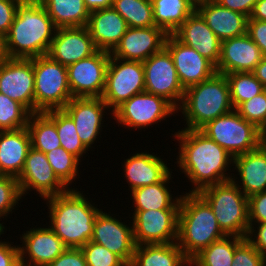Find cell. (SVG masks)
<instances>
[{"label":"cell","mask_w":266,"mask_h":266,"mask_svg":"<svg viewBox=\"0 0 266 266\" xmlns=\"http://www.w3.org/2000/svg\"><path fill=\"white\" fill-rule=\"evenodd\" d=\"M144 91L143 62L121 60L110 55L105 90L101 98L111 112L132 96Z\"/></svg>","instance_id":"obj_10"},{"label":"cell","mask_w":266,"mask_h":266,"mask_svg":"<svg viewBox=\"0 0 266 266\" xmlns=\"http://www.w3.org/2000/svg\"><path fill=\"white\" fill-rule=\"evenodd\" d=\"M35 113L63 109L73 98L67 67L49 55L33 58Z\"/></svg>","instance_id":"obj_8"},{"label":"cell","mask_w":266,"mask_h":266,"mask_svg":"<svg viewBox=\"0 0 266 266\" xmlns=\"http://www.w3.org/2000/svg\"><path fill=\"white\" fill-rule=\"evenodd\" d=\"M48 266H87L81 248H66Z\"/></svg>","instance_id":"obj_47"},{"label":"cell","mask_w":266,"mask_h":266,"mask_svg":"<svg viewBox=\"0 0 266 266\" xmlns=\"http://www.w3.org/2000/svg\"><path fill=\"white\" fill-rule=\"evenodd\" d=\"M112 1L113 0H84L85 6L89 12L112 7Z\"/></svg>","instance_id":"obj_52"},{"label":"cell","mask_w":266,"mask_h":266,"mask_svg":"<svg viewBox=\"0 0 266 266\" xmlns=\"http://www.w3.org/2000/svg\"><path fill=\"white\" fill-rule=\"evenodd\" d=\"M247 34L266 56V21L248 19Z\"/></svg>","instance_id":"obj_48"},{"label":"cell","mask_w":266,"mask_h":266,"mask_svg":"<svg viewBox=\"0 0 266 266\" xmlns=\"http://www.w3.org/2000/svg\"><path fill=\"white\" fill-rule=\"evenodd\" d=\"M22 0H0V35L5 36L13 23Z\"/></svg>","instance_id":"obj_46"},{"label":"cell","mask_w":266,"mask_h":266,"mask_svg":"<svg viewBox=\"0 0 266 266\" xmlns=\"http://www.w3.org/2000/svg\"><path fill=\"white\" fill-rule=\"evenodd\" d=\"M233 166L236 176L232 180L247 197L266 191V141L257 149L234 157Z\"/></svg>","instance_id":"obj_25"},{"label":"cell","mask_w":266,"mask_h":266,"mask_svg":"<svg viewBox=\"0 0 266 266\" xmlns=\"http://www.w3.org/2000/svg\"><path fill=\"white\" fill-rule=\"evenodd\" d=\"M196 11L221 42L247 33L249 17L225 8L214 0L197 5Z\"/></svg>","instance_id":"obj_27"},{"label":"cell","mask_w":266,"mask_h":266,"mask_svg":"<svg viewBox=\"0 0 266 266\" xmlns=\"http://www.w3.org/2000/svg\"><path fill=\"white\" fill-rule=\"evenodd\" d=\"M231 266H266V257L245 239L235 249Z\"/></svg>","instance_id":"obj_43"},{"label":"cell","mask_w":266,"mask_h":266,"mask_svg":"<svg viewBox=\"0 0 266 266\" xmlns=\"http://www.w3.org/2000/svg\"><path fill=\"white\" fill-rule=\"evenodd\" d=\"M0 93L35 113L33 58H7L0 65Z\"/></svg>","instance_id":"obj_18"},{"label":"cell","mask_w":266,"mask_h":266,"mask_svg":"<svg viewBox=\"0 0 266 266\" xmlns=\"http://www.w3.org/2000/svg\"><path fill=\"white\" fill-rule=\"evenodd\" d=\"M164 47L169 51L176 68L180 84L184 89L212 77L216 66L194 48L184 45L172 34H168Z\"/></svg>","instance_id":"obj_19"},{"label":"cell","mask_w":266,"mask_h":266,"mask_svg":"<svg viewBox=\"0 0 266 266\" xmlns=\"http://www.w3.org/2000/svg\"><path fill=\"white\" fill-rule=\"evenodd\" d=\"M248 19L266 21V0H258Z\"/></svg>","instance_id":"obj_51"},{"label":"cell","mask_w":266,"mask_h":266,"mask_svg":"<svg viewBox=\"0 0 266 266\" xmlns=\"http://www.w3.org/2000/svg\"><path fill=\"white\" fill-rule=\"evenodd\" d=\"M129 158H124L121 162L123 177L126 179L130 192L134 189L153 185L161 182L171 171L167 159L164 160L157 153L149 150L130 154ZM162 158V159H161Z\"/></svg>","instance_id":"obj_21"},{"label":"cell","mask_w":266,"mask_h":266,"mask_svg":"<svg viewBox=\"0 0 266 266\" xmlns=\"http://www.w3.org/2000/svg\"><path fill=\"white\" fill-rule=\"evenodd\" d=\"M87 28L97 50L111 53L129 27L123 17L109 7L90 12Z\"/></svg>","instance_id":"obj_26"},{"label":"cell","mask_w":266,"mask_h":266,"mask_svg":"<svg viewBox=\"0 0 266 266\" xmlns=\"http://www.w3.org/2000/svg\"><path fill=\"white\" fill-rule=\"evenodd\" d=\"M27 128L34 149L47 153L61 147L55 124L43 112L31 114Z\"/></svg>","instance_id":"obj_35"},{"label":"cell","mask_w":266,"mask_h":266,"mask_svg":"<svg viewBox=\"0 0 266 266\" xmlns=\"http://www.w3.org/2000/svg\"><path fill=\"white\" fill-rule=\"evenodd\" d=\"M200 131L233 158L257 149L266 141L263 132L246 121L235 109L208 122Z\"/></svg>","instance_id":"obj_7"},{"label":"cell","mask_w":266,"mask_h":266,"mask_svg":"<svg viewBox=\"0 0 266 266\" xmlns=\"http://www.w3.org/2000/svg\"><path fill=\"white\" fill-rule=\"evenodd\" d=\"M129 266H190L177 242L136 245Z\"/></svg>","instance_id":"obj_30"},{"label":"cell","mask_w":266,"mask_h":266,"mask_svg":"<svg viewBox=\"0 0 266 266\" xmlns=\"http://www.w3.org/2000/svg\"><path fill=\"white\" fill-rule=\"evenodd\" d=\"M87 266H128L118 255L93 241L81 247Z\"/></svg>","instance_id":"obj_42"},{"label":"cell","mask_w":266,"mask_h":266,"mask_svg":"<svg viewBox=\"0 0 266 266\" xmlns=\"http://www.w3.org/2000/svg\"><path fill=\"white\" fill-rule=\"evenodd\" d=\"M56 126L61 147L80 160L88 156V149L82 144L72 118L63 109L43 112ZM87 153V154H86Z\"/></svg>","instance_id":"obj_34"},{"label":"cell","mask_w":266,"mask_h":266,"mask_svg":"<svg viewBox=\"0 0 266 266\" xmlns=\"http://www.w3.org/2000/svg\"><path fill=\"white\" fill-rule=\"evenodd\" d=\"M112 7L123 17L128 27L155 26L151 0H113Z\"/></svg>","instance_id":"obj_36"},{"label":"cell","mask_w":266,"mask_h":266,"mask_svg":"<svg viewBox=\"0 0 266 266\" xmlns=\"http://www.w3.org/2000/svg\"><path fill=\"white\" fill-rule=\"evenodd\" d=\"M172 173L171 171L161 182L132 190L130 193V198L133 199L131 211L179 209L182 194L173 197L174 194L171 193L169 183L174 178Z\"/></svg>","instance_id":"obj_29"},{"label":"cell","mask_w":266,"mask_h":266,"mask_svg":"<svg viewBox=\"0 0 266 266\" xmlns=\"http://www.w3.org/2000/svg\"><path fill=\"white\" fill-rule=\"evenodd\" d=\"M57 28L87 26L90 12L84 0H40Z\"/></svg>","instance_id":"obj_32"},{"label":"cell","mask_w":266,"mask_h":266,"mask_svg":"<svg viewBox=\"0 0 266 266\" xmlns=\"http://www.w3.org/2000/svg\"><path fill=\"white\" fill-rule=\"evenodd\" d=\"M177 130L171 135L172 141L178 143L174 163L190 182L188 193H198L207 186L232 180L234 158L224 148L200 130Z\"/></svg>","instance_id":"obj_1"},{"label":"cell","mask_w":266,"mask_h":266,"mask_svg":"<svg viewBox=\"0 0 266 266\" xmlns=\"http://www.w3.org/2000/svg\"><path fill=\"white\" fill-rule=\"evenodd\" d=\"M219 5L250 17L258 0H214Z\"/></svg>","instance_id":"obj_50"},{"label":"cell","mask_w":266,"mask_h":266,"mask_svg":"<svg viewBox=\"0 0 266 266\" xmlns=\"http://www.w3.org/2000/svg\"><path fill=\"white\" fill-rule=\"evenodd\" d=\"M264 55L249 37L244 35L221 42V56L216 66L217 73L253 72Z\"/></svg>","instance_id":"obj_23"},{"label":"cell","mask_w":266,"mask_h":266,"mask_svg":"<svg viewBox=\"0 0 266 266\" xmlns=\"http://www.w3.org/2000/svg\"><path fill=\"white\" fill-rule=\"evenodd\" d=\"M46 154L49 164L51 165L54 174L57 178L68 188L72 189L74 181L79 175L80 166L82 161L66 151L62 147L49 151ZM80 165V166H79Z\"/></svg>","instance_id":"obj_38"},{"label":"cell","mask_w":266,"mask_h":266,"mask_svg":"<svg viewBox=\"0 0 266 266\" xmlns=\"http://www.w3.org/2000/svg\"><path fill=\"white\" fill-rule=\"evenodd\" d=\"M97 51L87 26L57 28L48 54L63 66H69Z\"/></svg>","instance_id":"obj_22"},{"label":"cell","mask_w":266,"mask_h":266,"mask_svg":"<svg viewBox=\"0 0 266 266\" xmlns=\"http://www.w3.org/2000/svg\"><path fill=\"white\" fill-rule=\"evenodd\" d=\"M177 113V109L164 97L148 92H142L132 96L123 102L112 112V118L118 123V127L130 130L139 129L145 131L152 125H157L166 118H170ZM149 126V127H148Z\"/></svg>","instance_id":"obj_9"},{"label":"cell","mask_w":266,"mask_h":266,"mask_svg":"<svg viewBox=\"0 0 266 266\" xmlns=\"http://www.w3.org/2000/svg\"><path fill=\"white\" fill-rule=\"evenodd\" d=\"M252 73L266 89V56L255 66Z\"/></svg>","instance_id":"obj_53"},{"label":"cell","mask_w":266,"mask_h":266,"mask_svg":"<svg viewBox=\"0 0 266 266\" xmlns=\"http://www.w3.org/2000/svg\"><path fill=\"white\" fill-rule=\"evenodd\" d=\"M7 58L8 57L5 51L4 36L0 35V65H2L6 61Z\"/></svg>","instance_id":"obj_54"},{"label":"cell","mask_w":266,"mask_h":266,"mask_svg":"<svg viewBox=\"0 0 266 266\" xmlns=\"http://www.w3.org/2000/svg\"><path fill=\"white\" fill-rule=\"evenodd\" d=\"M195 6L201 4V3H205V2H209V1H213V0H190Z\"/></svg>","instance_id":"obj_55"},{"label":"cell","mask_w":266,"mask_h":266,"mask_svg":"<svg viewBox=\"0 0 266 266\" xmlns=\"http://www.w3.org/2000/svg\"><path fill=\"white\" fill-rule=\"evenodd\" d=\"M155 26L167 34L174 33L196 10L190 0H151Z\"/></svg>","instance_id":"obj_31"},{"label":"cell","mask_w":266,"mask_h":266,"mask_svg":"<svg viewBox=\"0 0 266 266\" xmlns=\"http://www.w3.org/2000/svg\"><path fill=\"white\" fill-rule=\"evenodd\" d=\"M230 88L233 108L236 110L243 102L250 100L265 90L262 83L252 72H234L226 74Z\"/></svg>","instance_id":"obj_37"},{"label":"cell","mask_w":266,"mask_h":266,"mask_svg":"<svg viewBox=\"0 0 266 266\" xmlns=\"http://www.w3.org/2000/svg\"><path fill=\"white\" fill-rule=\"evenodd\" d=\"M17 180L24 199L32 191L34 194L36 191V196L39 194L40 199L44 200L68 190L54 174L46 154L33 147L28 152L23 171Z\"/></svg>","instance_id":"obj_16"},{"label":"cell","mask_w":266,"mask_h":266,"mask_svg":"<svg viewBox=\"0 0 266 266\" xmlns=\"http://www.w3.org/2000/svg\"><path fill=\"white\" fill-rule=\"evenodd\" d=\"M136 245L177 242L179 209L130 212Z\"/></svg>","instance_id":"obj_13"},{"label":"cell","mask_w":266,"mask_h":266,"mask_svg":"<svg viewBox=\"0 0 266 266\" xmlns=\"http://www.w3.org/2000/svg\"><path fill=\"white\" fill-rule=\"evenodd\" d=\"M172 35L217 66L221 56V41L196 10Z\"/></svg>","instance_id":"obj_24"},{"label":"cell","mask_w":266,"mask_h":266,"mask_svg":"<svg viewBox=\"0 0 266 266\" xmlns=\"http://www.w3.org/2000/svg\"><path fill=\"white\" fill-rule=\"evenodd\" d=\"M233 110L226 75L216 72L209 79L185 89L177 113L181 112V119L186 122L182 129L200 130L208 122Z\"/></svg>","instance_id":"obj_5"},{"label":"cell","mask_w":266,"mask_h":266,"mask_svg":"<svg viewBox=\"0 0 266 266\" xmlns=\"http://www.w3.org/2000/svg\"><path fill=\"white\" fill-rule=\"evenodd\" d=\"M236 111L261 130L266 139V89L259 95L243 102Z\"/></svg>","instance_id":"obj_41"},{"label":"cell","mask_w":266,"mask_h":266,"mask_svg":"<svg viewBox=\"0 0 266 266\" xmlns=\"http://www.w3.org/2000/svg\"><path fill=\"white\" fill-rule=\"evenodd\" d=\"M23 199L17 178L0 175V230L7 229L1 219H10V213L19 208L16 205L20 204V200L24 201Z\"/></svg>","instance_id":"obj_40"},{"label":"cell","mask_w":266,"mask_h":266,"mask_svg":"<svg viewBox=\"0 0 266 266\" xmlns=\"http://www.w3.org/2000/svg\"><path fill=\"white\" fill-rule=\"evenodd\" d=\"M56 30L40 0H22L4 36L7 57L32 59L48 54Z\"/></svg>","instance_id":"obj_3"},{"label":"cell","mask_w":266,"mask_h":266,"mask_svg":"<svg viewBox=\"0 0 266 266\" xmlns=\"http://www.w3.org/2000/svg\"><path fill=\"white\" fill-rule=\"evenodd\" d=\"M107 213L103 209L95 219L93 235L90 241L104 246L110 252L118 255L128 266L131 264L136 247L133 236V225L130 221ZM118 218V219H117ZM127 223V224H126Z\"/></svg>","instance_id":"obj_14"},{"label":"cell","mask_w":266,"mask_h":266,"mask_svg":"<svg viewBox=\"0 0 266 266\" xmlns=\"http://www.w3.org/2000/svg\"><path fill=\"white\" fill-rule=\"evenodd\" d=\"M109 59V52L97 50L91 56L67 66L68 84L73 98L102 97Z\"/></svg>","instance_id":"obj_12"},{"label":"cell","mask_w":266,"mask_h":266,"mask_svg":"<svg viewBox=\"0 0 266 266\" xmlns=\"http://www.w3.org/2000/svg\"><path fill=\"white\" fill-rule=\"evenodd\" d=\"M226 234L209 204L198 194L183 192L178 213L177 244L191 261L198 253Z\"/></svg>","instance_id":"obj_4"},{"label":"cell","mask_w":266,"mask_h":266,"mask_svg":"<svg viewBox=\"0 0 266 266\" xmlns=\"http://www.w3.org/2000/svg\"><path fill=\"white\" fill-rule=\"evenodd\" d=\"M7 230H0V237L3 236ZM4 240V241H3ZM0 239V266H20L19 245L6 239Z\"/></svg>","instance_id":"obj_45"},{"label":"cell","mask_w":266,"mask_h":266,"mask_svg":"<svg viewBox=\"0 0 266 266\" xmlns=\"http://www.w3.org/2000/svg\"><path fill=\"white\" fill-rule=\"evenodd\" d=\"M46 225H33L18 235L22 243L18 244L20 266H48L67 248L48 223Z\"/></svg>","instance_id":"obj_17"},{"label":"cell","mask_w":266,"mask_h":266,"mask_svg":"<svg viewBox=\"0 0 266 266\" xmlns=\"http://www.w3.org/2000/svg\"><path fill=\"white\" fill-rule=\"evenodd\" d=\"M83 192L70 188L42 202L47 205L49 227L67 248H81L91 240L95 219L102 210Z\"/></svg>","instance_id":"obj_2"},{"label":"cell","mask_w":266,"mask_h":266,"mask_svg":"<svg viewBox=\"0 0 266 266\" xmlns=\"http://www.w3.org/2000/svg\"><path fill=\"white\" fill-rule=\"evenodd\" d=\"M63 110L72 118L80 141L89 151L101 137L104 129L102 127L108 125H103V122H106L105 118L111 116L112 119V112L102 98H72Z\"/></svg>","instance_id":"obj_15"},{"label":"cell","mask_w":266,"mask_h":266,"mask_svg":"<svg viewBox=\"0 0 266 266\" xmlns=\"http://www.w3.org/2000/svg\"><path fill=\"white\" fill-rule=\"evenodd\" d=\"M167 35L157 26L129 27L110 55L121 60L144 62L164 47Z\"/></svg>","instance_id":"obj_20"},{"label":"cell","mask_w":266,"mask_h":266,"mask_svg":"<svg viewBox=\"0 0 266 266\" xmlns=\"http://www.w3.org/2000/svg\"><path fill=\"white\" fill-rule=\"evenodd\" d=\"M145 92L164 97L176 109L180 106L185 89L180 84L169 51L163 47L143 62Z\"/></svg>","instance_id":"obj_11"},{"label":"cell","mask_w":266,"mask_h":266,"mask_svg":"<svg viewBox=\"0 0 266 266\" xmlns=\"http://www.w3.org/2000/svg\"><path fill=\"white\" fill-rule=\"evenodd\" d=\"M246 239L266 257V222L252 224Z\"/></svg>","instance_id":"obj_49"},{"label":"cell","mask_w":266,"mask_h":266,"mask_svg":"<svg viewBox=\"0 0 266 266\" xmlns=\"http://www.w3.org/2000/svg\"><path fill=\"white\" fill-rule=\"evenodd\" d=\"M31 114L24 105L0 93V131L27 127Z\"/></svg>","instance_id":"obj_39"},{"label":"cell","mask_w":266,"mask_h":266,"mask_svg":"<svg viewBox=\"0 0 266 266\" xmlns=\"http://www.w3.org/2000/svg\"><path fill=\"white\" fill-rule=\"evenodd\" d=\"M245 239L239 236L226 235L198 253L190 261V266H231L235 249Z\"/></svg>","instance_id":"obj_33"},{"label":"cell","mask_w":266,"mask_h":266,"mask_svg":"<svg viewBox=\"0 0 266 266\" xmlns=\"http://www.w3.org/2000/svg\"><path fill=\"white\" fill-rule=\"evenodd\" d=\"M198 194L209 204L226 235L246 238L249 231L248 197L233 180L207 186Z\"/></svg>","instance_id":"obj_6"},{"label":"cell","mask_w":266,"mask_h":266,"mask_svg":"<svg viewBox=\"0 0 266 266\" xmlns=\"http://www.w3.org/2000/svg\"><path fill=\"white\" fill-rule=\"evenodd\" d=\"M249 225L266 222V191L248 197Z\"/></svg>","instance_id":"obj_44"},{"label":"cell","mask_w":266,"mask_h":266,"mask_svg":"<svg viewBox=\"0 0 266 266\" xmlns=\"http://www.w3.org/2000/svg\"><path fill=\"white\" fill-rule=\"evenodd\" d=\"M31 147L27 127L0 131V175L18 178Z\"/></svg>","instance_id":"obj_28"}]
</instances>
